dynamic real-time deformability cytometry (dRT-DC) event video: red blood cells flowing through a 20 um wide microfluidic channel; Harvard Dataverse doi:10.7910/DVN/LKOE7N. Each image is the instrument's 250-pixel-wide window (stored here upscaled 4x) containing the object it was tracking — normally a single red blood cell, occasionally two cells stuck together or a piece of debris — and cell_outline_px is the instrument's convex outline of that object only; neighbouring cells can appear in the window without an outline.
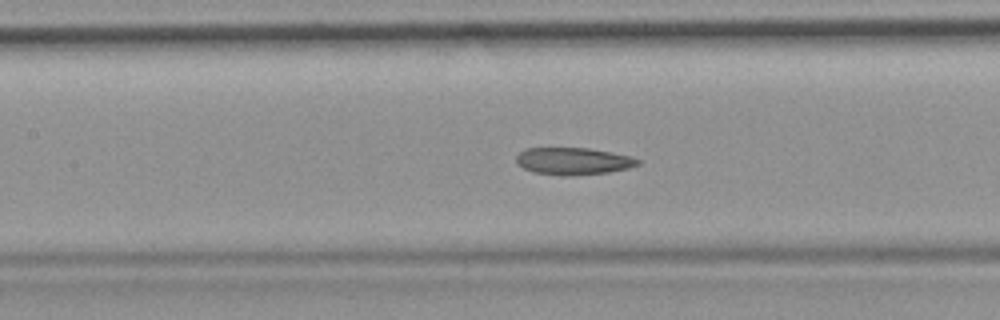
{"species": "common noctule bat (a hibernating species)", "species_latin": "Nyctalus noctula", "temperature_condition": "room temperature", "stored_images_in_passage": 42, "camera_frame_rate_fps": 3000, "um_per_image_px": 0.085, "animal": {"sex": "female", "body_mass_g": 19.9}, "frame": {"image": 1, "passage_image": 13, "time_ms": 4.0, "image_size_px": [1000, 320], "cell_outline_px": [[640, 164], [628, 168], [608, 172], [572, 176], [564, 176], [532, 172], [516, 164], [516, 156], [524, 148], [588, 148], [612, 152], [632, 156], [640, 160]], "centroid_in_image_um": [48.72, 13.7], "position_along_channel_um": 158.7, "area_um2": 19.42}, "authors_computed_cell_mechanics": {"area_um2": 20.0855, "velocity_mm_per_s": 3.8894, "shape_relaxation_time_tau1_ms": null, "shape_relaxation_time_tau2_ms": 2.62, "deformation_change_tau1": null, "deformation_change_tau2": 0.0853}}